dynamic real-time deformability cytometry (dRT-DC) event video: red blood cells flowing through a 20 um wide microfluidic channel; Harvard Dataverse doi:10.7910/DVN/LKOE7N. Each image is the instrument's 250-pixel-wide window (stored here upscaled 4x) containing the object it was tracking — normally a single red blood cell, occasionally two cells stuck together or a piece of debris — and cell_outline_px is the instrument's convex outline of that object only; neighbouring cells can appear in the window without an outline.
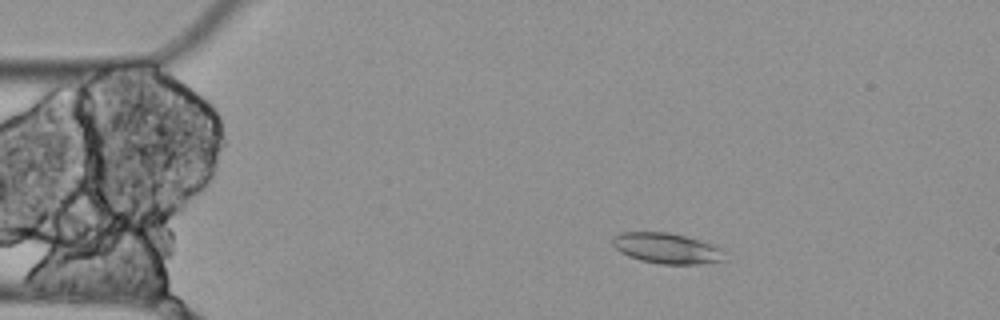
{"species": "Egyptian fruit bat (a non-hibernating species)", "species_latin": "Rousettus aegyptiacus", "temperature_condition": "cold", "stored_images_in_passage": 4, "camera_frame_rate_fps": 3000, "um_per_image_px": 0.085, "animal": {"sex": "female"}, "frame": {"image": 1, "passage_image": 2, "time_ms": 0.333, "image_size_px": [1000, 320], "cell_outline_px": [[724, 260], [696, 264], [660, 264], [640, 260], [628, 256], [620, 252], [612, 244], [612, 236], [620, 232], [668, 232], [716, 244], [724, 248]], "centroid_in_image_um": [56.68, 21.09], "position_along_channel_um": 28.3, "area_um2": 20.17}}
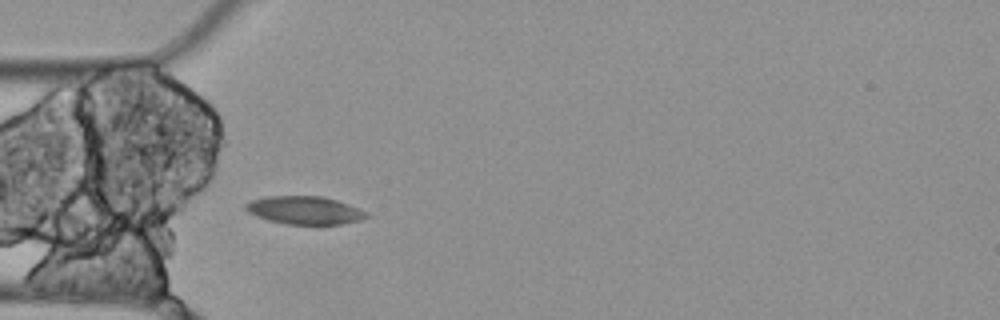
{"frame": {"image": 2, "passage_image": 4, "time_ms": 1.0, "image_size_px": [1000, 320], "cell_outline_px": [[372, 216], [360, 220], [340, 224], [288, 224], [268, 220], [256, 216], [248, 212], [244, 208], [244, 204], [252, 200], [264, 196], [324, 196], [348, 204], [368, 212]], "centroid_in_image_um": [25.9, 17.86], "position_along_channel_um": 59.1, "area_um2": 19.83}}